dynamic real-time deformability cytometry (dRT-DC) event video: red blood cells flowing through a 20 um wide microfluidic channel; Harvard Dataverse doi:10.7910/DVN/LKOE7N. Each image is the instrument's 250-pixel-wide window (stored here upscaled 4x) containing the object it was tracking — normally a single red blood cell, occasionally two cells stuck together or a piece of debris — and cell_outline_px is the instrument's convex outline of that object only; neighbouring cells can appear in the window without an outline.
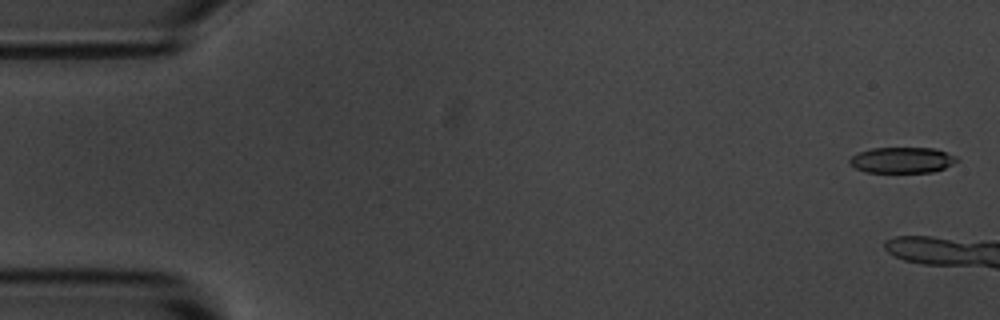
{"species": "common noctule bat (a hibernating species)", "species_latin": "Nyctalus noctula", "temperature_condition": "room temperature", "stored_images_in_passage": 6, "camera_frame_rate_fps": 3000, "um_per_image_px": 0.085, "animal": {"sex": "male", "body_mass_g": 20.1, "forearm_length_mm": 53.5}, "frame": {"image": 1, "passage_image": 1, "time_ms": 0.0, "image_size_px": [1000, 320], "cell_outline_px": [[960, 160], [944, 168], [932, 172], [864, 172], [848, 164], [848, 160], [852, 156], [860, 152], [872, 148], [936, 148], [956, 156]], "centroid_in_image_um": [76.68, 13.61], "position_along_channel_um": 8.3, "area_um2": 16.18}}